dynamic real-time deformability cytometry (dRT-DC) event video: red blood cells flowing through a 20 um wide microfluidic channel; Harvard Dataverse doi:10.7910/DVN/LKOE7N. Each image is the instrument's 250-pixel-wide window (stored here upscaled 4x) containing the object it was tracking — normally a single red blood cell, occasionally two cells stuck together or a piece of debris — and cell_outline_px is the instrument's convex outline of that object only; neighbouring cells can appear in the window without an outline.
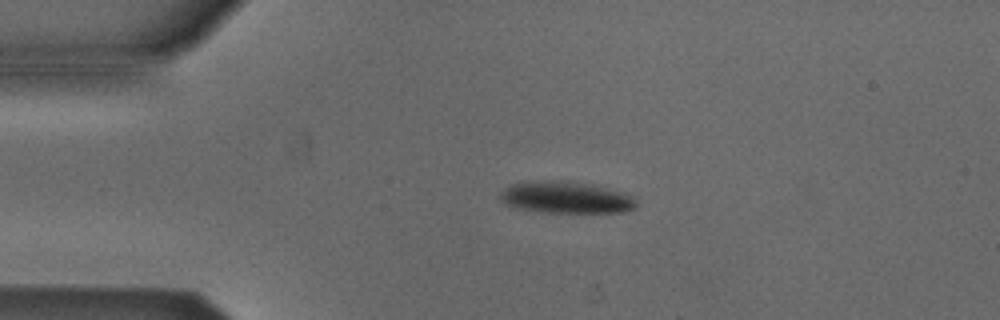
{"species": "Egyptian fruit bat (a non-hibernating species)", "species_latin": "Rousettus aegyptiacus", "temperature_condition": "cold", "stored_images_in_passage": 42, "camera_frame_rate_fps": 3000, "um_per_image_px": 0.085, "animal": {"sex": "male"}, "frame": {"image": 1, "passage_image": 1, "time_ms": 0.0, "image_size_px": [1000, 320], "cell_outline_px": [[636, 208], [624, 212], [544, 212], [516, 208], [504, 204], [496, 196], [504, 188], [512, 184], [544, 180], [592, 184], [620, 192], [632, 196], [636, 200]], "centroid_in_image_um": [48.05, 16.79], "position_along_channel_um": 36.9, "area_um2": 25.03}}
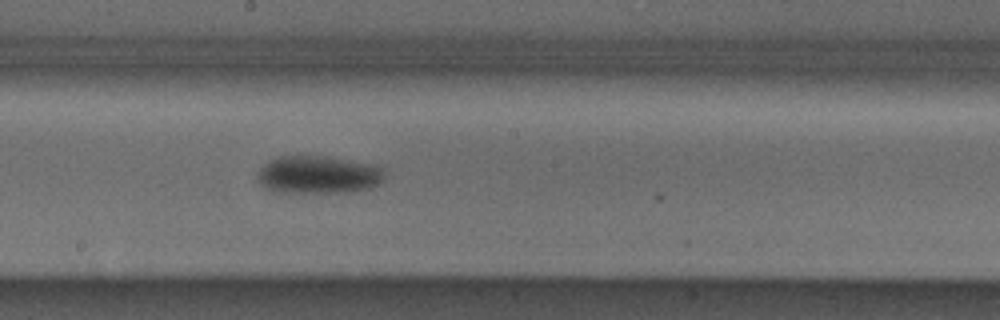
{"frame": {"image": 2, "passage_image": 18, "time_ms": 5.667, "image_size_px": [1000, 320], "cell_outline_px": [[384, 180], [380, 184], [372, 188], [348, 192], [284, 192], [264, 188], [256, 180], [256, 176], [260, 168], [264, 164], [280, 156], [320, 156], [384, 164]], "centroid_in_image_um": [27.14, 14.84], "position_along_channel_um": 221.1, "area_um2": 28.5}}
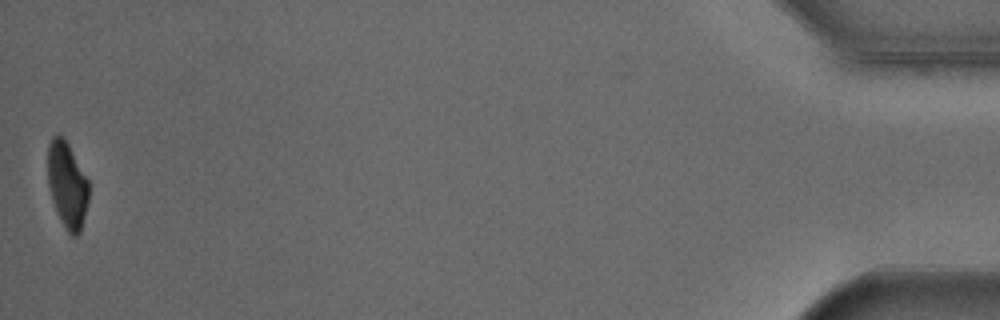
{"frame": {"image": 3, "passage_image": 42, "time_ms": 13.667, "image_size_px": [1000, 320], "cell_outline_px": [[88, 200], [80, 232], [76, 236], [72, 236], [64, 228], [52, 200], [48, 184], [48, 144], [52, 136], [56, 132], [68, 144], [88, 180]], "centroid_in_image_um": [5.69, 15.71], "position_along_channel_um": 429.5, "area_um2": 20.29}, "authors_computed_cell_mechanics": {"area_um2": 27.0215, "velocity_mm_per_s": 3.8567, "shape_relaxation_time_tau1_ms": 5.7605, "shape_relaxation_time_tau2_ms": null, "deformation_change_tau1": 0.1535, "deformation_change_tau2": null}}